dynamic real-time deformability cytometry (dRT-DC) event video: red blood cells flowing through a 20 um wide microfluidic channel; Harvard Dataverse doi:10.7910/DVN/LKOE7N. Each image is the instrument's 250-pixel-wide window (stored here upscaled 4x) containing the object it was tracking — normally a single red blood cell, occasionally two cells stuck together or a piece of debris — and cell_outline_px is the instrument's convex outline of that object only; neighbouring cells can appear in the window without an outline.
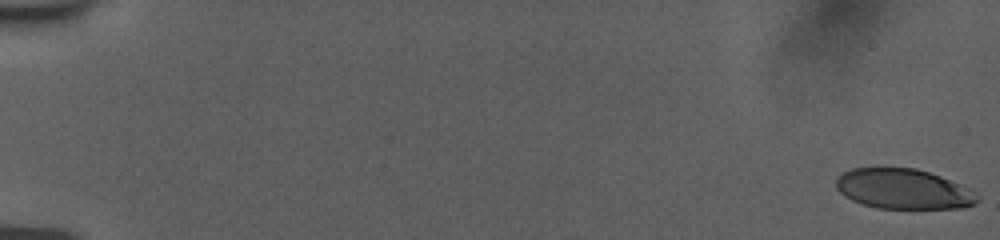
{"species": "human", "species_latin": "Homo sapiens", "temperature_condition": "room temperature", "stored_images_in_passage": 19, "camera_frame_rate_fps": 3000, "um_per_image_px": 0.085, "donor": {"sex": "female"}, "frame": {"image": 1, "passage_image": 1, "time_ms": 0.0, "image_size_px": [1000, 240], "cell_outline_px": [[980, 196], [976, 204], [964, 208], [876, 208], [852, 200], [844, 196], [836, 188], [836, 176], [852, 168], [876, 164], [880, 164], [916, 168], [940, 176], [960, 184], [968, 188]], "centroid_in_image_um": [76.73, 16.01], "position_along_channel_um": 8.3, "area_um2": 33.99}}
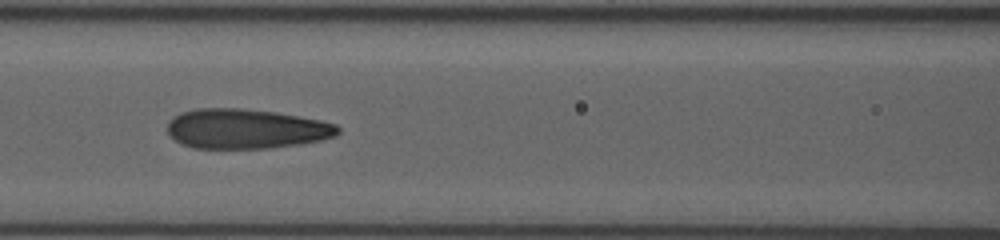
{"frame": {"image": 2, "passage_image": 16, "time_ms": 8.667, "image_size_px": [1000, 240], "cell_outline_px": [[340, 132], [336, 136], [320, 140], [300, 144], [268, 148], [192, 148], [180, 144], [168, 136], [168, 120], [172, 116], [180, 112], [196, 108], [240, 108], [276, 112], [320, 120], [336, 124], [340, 128]], "centroid_in_image_um": [20.86, 10.95], "position_along_channel_um": 145.7, "area_um2": 39.88}}
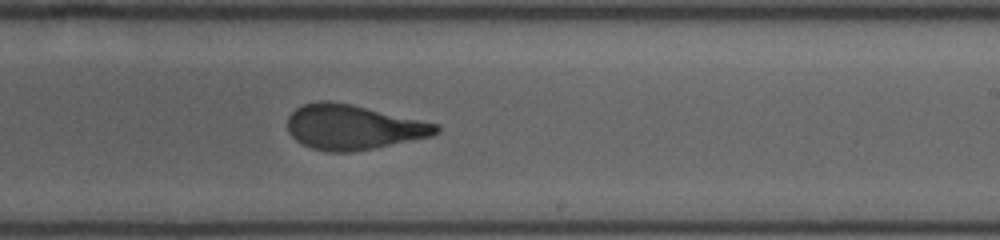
{"frame": {"image": 3, "passage_image": 19, "time_ms": 11.667, "image_size_px": [1000, 240], "cell_outline_px": [[440, 132], [432, 136], [372, 148], [348, 152], [328, 152], [312, 148], [296, 140], [288, 132], [288, 116], [296, 108], [304, 104], [316, 100], [328, 100], [352, 104], [436, 124], [440, 128]], "centroid_in_image_um": [29.97, 10.8], "position_along_channel_um": 259.0, "area_um2": 38.49}}